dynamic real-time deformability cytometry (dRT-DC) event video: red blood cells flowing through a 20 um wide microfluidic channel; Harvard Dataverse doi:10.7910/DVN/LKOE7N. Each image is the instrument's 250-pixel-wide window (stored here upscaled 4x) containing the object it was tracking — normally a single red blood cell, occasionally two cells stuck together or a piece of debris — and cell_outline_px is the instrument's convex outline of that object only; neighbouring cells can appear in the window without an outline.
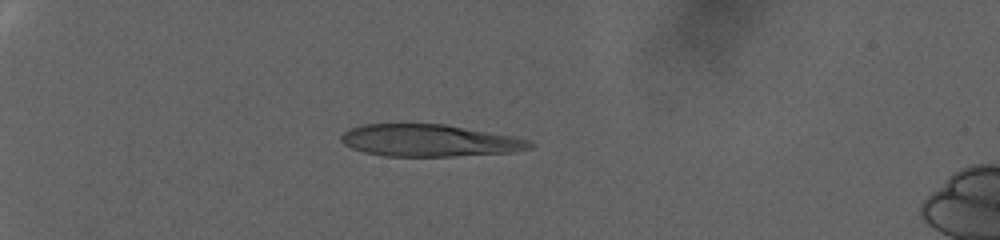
{"species": "human", "species_latin": "Homo sapiens", "temperature_condition": "warm", "stored_images_in_passage": 23, "camera_frame_rate_fps": 3000, "um_per_image_px": 0.085, "donor": {"sex": "female"}, "frame": {"image": 1, "passage_image": 11, "time_ms": 3.333, "image_size_px": [1000, 240], "cell_outline_px": [[532, 148], [516, 152], [452, 156], [384, 156], [364, 152], [352, 148], [344, 144], [340, 140], [340, 136], [348, 128], [364, 124], [444, 124], [512, 136], [528, 140], [532, 144]], "centroid_in_image_um": [36.46, 11.95], "position_along_channel_um": 48.5, "area_um2": 35.2}}
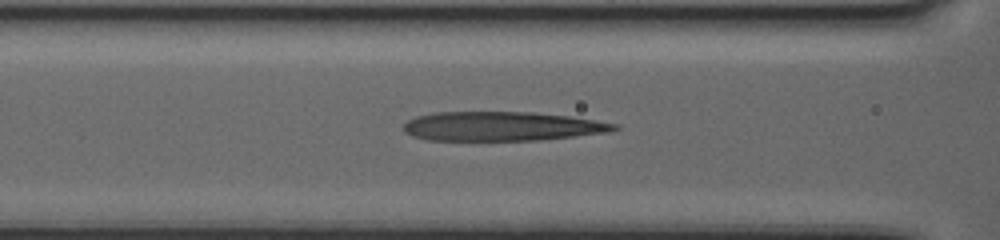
{"frame": {"image": 2, "passage_image": 21, "time_ms": 6.667, "image_size_px": [1000, 240], "cell_outline_px": [[620, 128], [608, 132], [540, 140], [428, 140], [412, 136], [404, 132], [404, 124], [408, 120], [416, 116], [436, 112], [532, 112], [568, 116], [596, 120], [620, 124]], "centroid_in_image_um": [42.66, 10.73], "position_along_channel_um": 123.9, "area_um2": 35.89}}
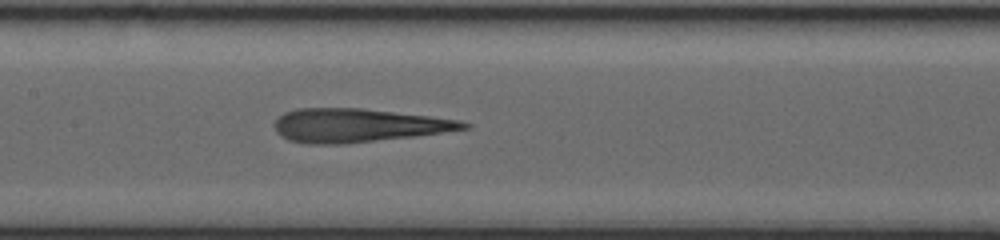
{"frame": {"image": 3, "passage_image": 23, "time_ms": 7.333, "image_size_px": [1000, 240], "cell_outline_px": [[472, 128], [416, 136], [344, 144], [312, 144], [288, 140], [280, 136], [276, 132], [276, 120], [284, 112], [296, 108], [360, 108], [428, 116], [460, 120], [472, 124]], "centroid_in_image_um": [30.44, 10.66], "position_along_channel_um": 177.0, "area_um2": 36.93}}